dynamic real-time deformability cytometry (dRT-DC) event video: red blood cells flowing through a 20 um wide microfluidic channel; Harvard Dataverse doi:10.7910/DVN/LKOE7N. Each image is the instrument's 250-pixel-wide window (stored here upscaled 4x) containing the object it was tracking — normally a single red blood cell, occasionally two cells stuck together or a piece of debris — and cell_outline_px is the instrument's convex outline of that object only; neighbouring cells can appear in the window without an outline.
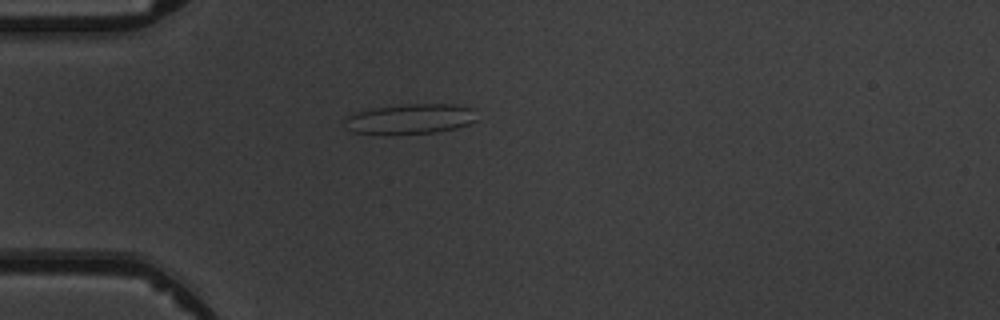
{"species": "common noctule bat (a hibernating species)", "species_latin": "Nyctalus noctula", "temperature_condition": "warm", "stored_images_in_passage": 6, "camera_frame_rate_fps": 3000, "um_per_image_px": 0.085, "animal": {"sex": "male", "body_mass_g": 19.5, "forearm_length_mm": 54.6}, "frame": {"image": 1, "passage_image": 5, "time_ms": 4.667, "image_size_px": [1000, 320], "cell_outline_px": [[476, 120], [468, 124], [456, 128], [436, 132], [392, 136], [352, 132], [344, 128], [344, 120], [348, 116], [356, 112], [372, 108], [404, 104], [460, 104], [476, 108]], "centroid_in_image_um": [34.86, 10.13], "position_along_channel_um": 50.1, "area_um2": 24.04}}